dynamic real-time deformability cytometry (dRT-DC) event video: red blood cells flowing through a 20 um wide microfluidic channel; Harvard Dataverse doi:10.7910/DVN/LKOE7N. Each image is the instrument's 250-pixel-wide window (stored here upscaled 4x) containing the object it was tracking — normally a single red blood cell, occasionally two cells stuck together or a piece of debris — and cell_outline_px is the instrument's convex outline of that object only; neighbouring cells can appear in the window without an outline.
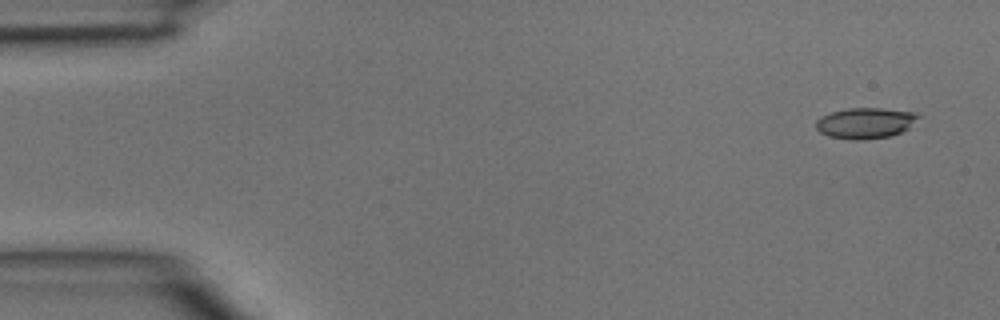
{"species": "common noctule bat (a hibernating species)", "species_latin": "Nyctalus noctula", "temperature_condition": "room temperature", "stored_images_in_passage": 5, "camera_frame_rate_fps": 3000, "um_per_image_px": 0.085, "animal": {"sex": "male", "body_mass_g": 15.6}, "frame": {"image": 1, "passage_image": 1, "time_ms": 0.0, "image_size_px": [1000, 320], "cell_outline_px": [[924, 116], [908, 128], [892, 136], [860, 140], [852, 140], [828, 136], [820, 132], [816, 128], [816, 120], [820, 116], [832, 112], [848, 108], [880, 108], [916, 112]], "centroid_in_image_um": [73.59, 10.45], "position_along_channel_um": 11.4, "area_um2": 18.61}}
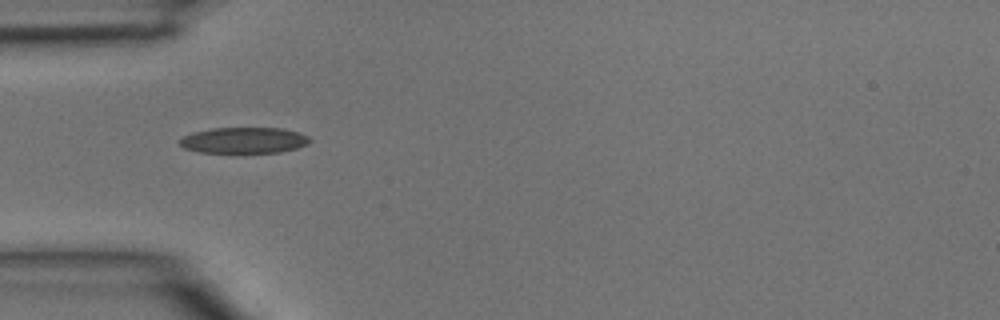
{"frame": {"image": 2, "passage_image": 4, "time_ms": 1.0, "image_size_px": [1000, 320], "cell_outline_px": [[312, 140], [308, 144], [296, 148], [280, 152], [200, 152], [184, 148], [176, 140], [192, 132], [212, 128], [280, 128], [300, 132], [308, 136]], "centroid_in_image_um": [20.73, 11.91], "position_along_channel_um": 64.3, "area_um2": 19.71}}
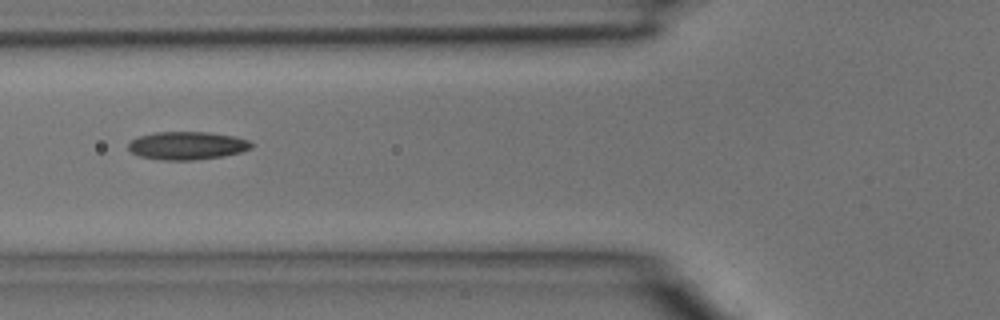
{"frame": {"image": 3, "passage_image": 5, "time_ms": 1.333, "image_size_px": [1000, 320], "cell_outline_px": [[252, 148], [240, 152], [224, 156], [192, 160], [160, 160], [140, 156], [132, 152], [128, 148], [128, 144], [132, 140], [140, 136], [156, 132], [208, 132], [236, 136], [248, 140], [252, 144]], "centroid_in_image_um": [15.92, 12.37], "position_along_channel_um": 109.9, "area_um2": 20.06}}